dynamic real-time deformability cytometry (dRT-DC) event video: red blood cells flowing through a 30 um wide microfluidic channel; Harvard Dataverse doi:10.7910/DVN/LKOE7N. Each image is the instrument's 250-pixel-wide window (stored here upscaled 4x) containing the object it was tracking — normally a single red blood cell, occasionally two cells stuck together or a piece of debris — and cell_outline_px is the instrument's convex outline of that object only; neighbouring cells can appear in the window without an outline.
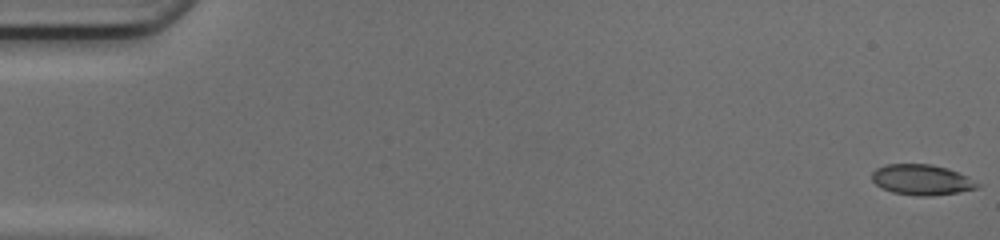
{"species": "common noctule bat (a hibernating species)", "species_latin": "Nyctalus noctula", "temperature_condition": "cold", "stored_images_in_passage": 50, "camera_frame_rate_fps": 3000, "um_per_image_px": 0.085, "animal": {"sex": "female", "body_mass_g": 17.0, "forearm_length_mm": 48.0}, "frame": {"image": 1, "passage_image": 1, "time_ms": 0.0, "image_size_px": [1000, 240], "cell_outline_px": [[980, 184], [976, 188], [956, 192], [932, 196], [920, 196], [892, 192], [876, 184], [872, 180], [872, 172], [876, 168], [888, 164], [932, 164], [948, 168], [968, 176]], "centroid_in_image_um": [78.34, 15.27], "position_along_channel_um": 6.7, "area_um2": 18.61}}
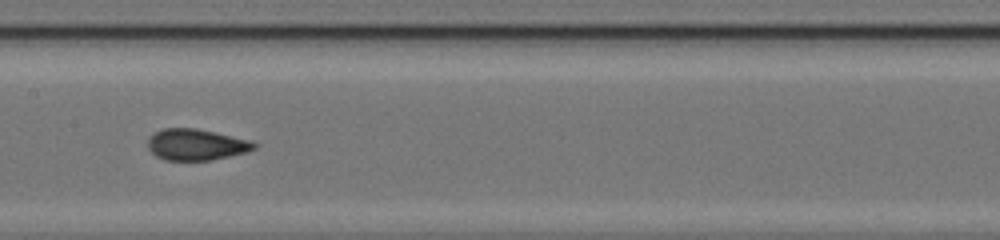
{"frame": {"image": 2, "passage_image": 26, "time_ms": 8.333, "image_size_px": [1000, 240], "cell_outline_px": [[256, 148], [244, 152], [212, 160], [164, 160], [156, 156], [148, 148], [148, 136], [152, 132], [164, 128], [196, 128], [252, 140], [256, 144]], "centroid_in_image_um": [16.63, 12.28], "position_along_channel_um": 190.8, "area_um2": 19.42}}
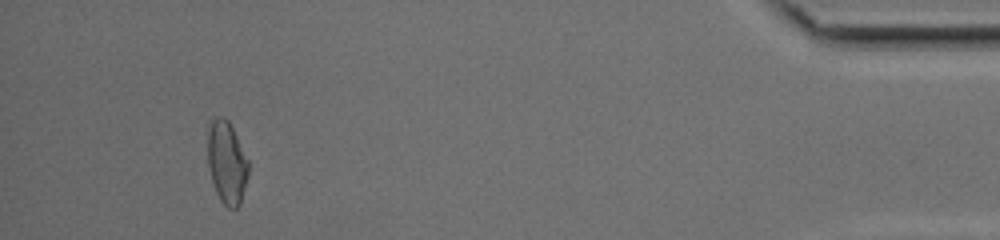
{"frame": {"image": 3, "passage_image": 47, "time_ms": 15.333, "image_size_px": [1000, 240], "cell_outline_px": [[248, 176], [240, 204], [236, 208], [228, 208], [220, 200], [216, 192], [212, 180], [208, 164], [208, 128], [212, 120], [216, 116], [224, 116], [228, 120], [248, 160]], "centroid_in_image_um": [19.27, 13.81], "position_along_channel_um": 415.9, "area_um2": 19.42}, "authors_computed_cell_mechanics": {"area_um2": 19.1896, "velocity_mm_per_s": 4.2067, "shape_relaxation_time_tau1_ms": 10.3621, "shape_relaxation_time_tau2_ms": 0.9039, "deformation_change_tau1": 0.2244, "deformation_change_tau2": 0.049}}